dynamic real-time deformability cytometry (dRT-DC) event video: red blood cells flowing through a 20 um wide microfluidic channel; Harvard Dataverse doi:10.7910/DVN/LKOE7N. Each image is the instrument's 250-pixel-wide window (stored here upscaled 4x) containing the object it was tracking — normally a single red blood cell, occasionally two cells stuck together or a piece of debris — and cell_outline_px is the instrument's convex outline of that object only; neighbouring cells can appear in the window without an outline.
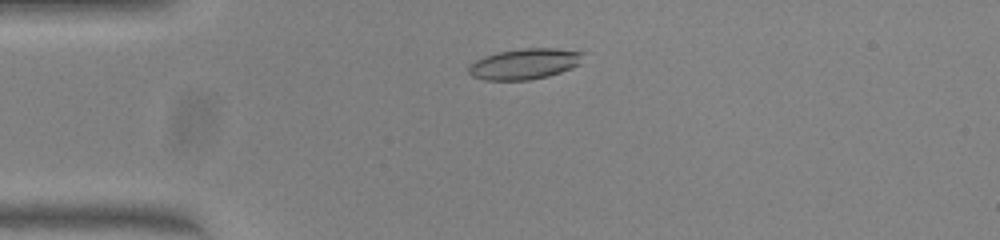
{"species": "common noctule bat (a hibernating species)", "species_latin": "Nyctalus noctula", "temperature_condition": "warm", "stored_images_in_passage": 39, "camera_frame_rate_fps": 3000, "um_per_image_px": 0.085, "animal": {"sex": "female", "body_mass_g": 23.0, "forearm_length_mm": 53.4}, "frame": {"image": 1, "passage_image": 1, "time_ms": 0.0, "image_size_px": [1000, 240], "cell_outline_px": [[584, 52], [580, 64], [572, 68], [548, 76], [528, 80], [484, 80], [472, 76], [468, 72], [468, 68], [476, 60], [484, 56], [500, 52], [524, 48], [556, 48]], "centroid_in_image_um": [44.61, 5.43], "position_along_channel_um": 40.4, "area_um2": 20.4}}
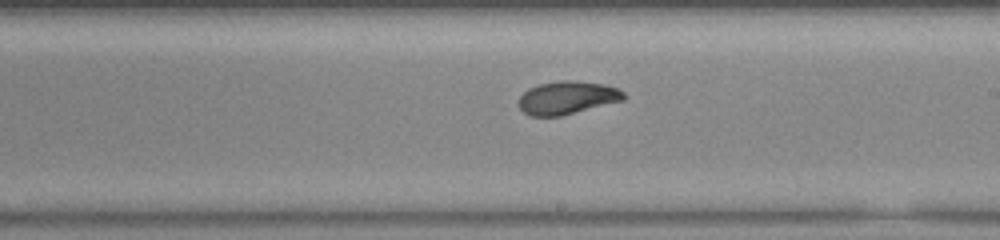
{"frame": {"image": 2, "passage_image": 18, "time_ms": 5.667, "image_size_px": [1000, 240], "cell_outline_px": [[628, 96], [624, 100], [560, 116], [528, 116], [520, 108], [520, 96], [528, 88], [540, 84], [560, 80], [576, 80], [604, 84], [616, 88], [624, 92]], "centroid_in_image_um": [48.23, 8.3], "position_along_channel_um": 240.8, "area_um2": 20.23}}
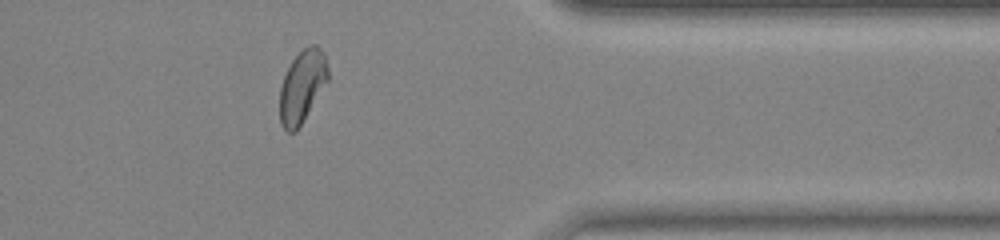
{"frame": {"image": 3, "passage_image": 30, "time_ms": 9.667, "image_size_px": [1000, 240], "cell_outline_px": [[328, 80], [300, 124], [292, 132], [288, 132], [280, 124], [280, 88], [284, 76], [292, 60], [308, 44], [316, 44], [324, 52], [328, 68]], "centroid_in_image_um": [25.69, 7.28], "position_along_channel_um": 385.7, "area_um2": 19.88}, "authors_computed_cell_mechanics": {"area_um2": 20.4034, "velocity_mm_per_s": 4.0305, "shape_relaxation_time_tau1_ms": 3.5559, "shape_relaxation_time_tau2_ms": 1.5062, "deformation_change_tau1": 0.1844, "deformation_change_tau2": 0.0662}}